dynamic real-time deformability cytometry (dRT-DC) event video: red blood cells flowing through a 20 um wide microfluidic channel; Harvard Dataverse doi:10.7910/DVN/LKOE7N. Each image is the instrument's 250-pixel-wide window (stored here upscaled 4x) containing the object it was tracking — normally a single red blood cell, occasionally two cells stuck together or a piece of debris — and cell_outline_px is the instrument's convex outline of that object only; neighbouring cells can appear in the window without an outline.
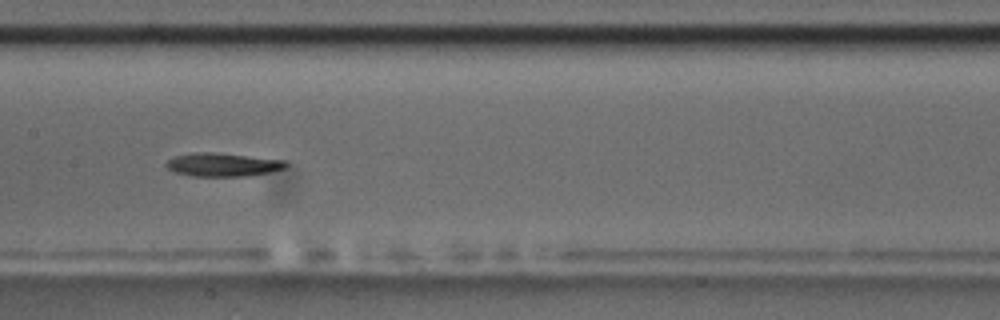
{"species": "common noctule bat (a hibernating species)", "species_latin": "Nyctalus noctula", "temperature_condition": "room temperature", "stored_images_in_passage": 8, "camera_frame_rate_fps": 3000, "um_per_image_px": 0.085, "animal": {"sex": "male", "body_mass_g": 17.5, "forearm_length_mm": 52.3}, "frame": {"image": 1, "passage_image": 7, "time_ms": 7.667, "image_size_px": [1000, 320], "cell_outline_px": [[288, 164], [284, 168], [268, 172], [248, 176], [192, 176], [176, 172], [168, 168], [164, 164], [168, 160], [176, 156], [196, 152], [208, 152], [284, 160]], "centroid_in_image_um": [18.91, 14.0], "position_along_channel_um": 188.5, "area_um2": 15.95}}
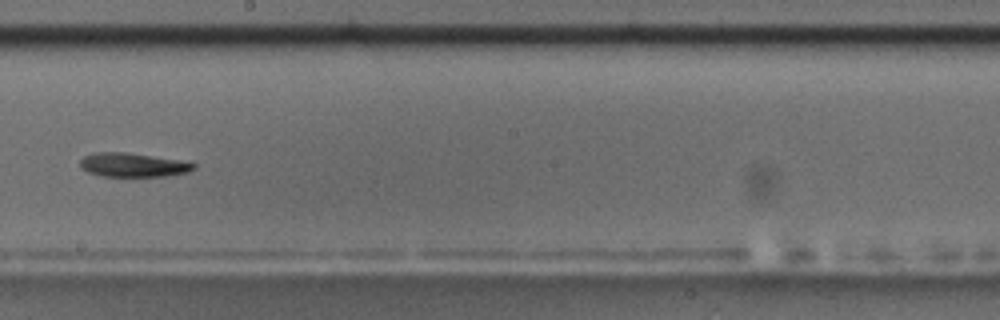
{"frame": {"image": 2, "passage_image": 8, "time_ms": 9.0, "image_size_px": [1000, 320], "cell_outline_px": [[196, 168], [188, 172], [168, 176], [100, 176], [88, 172], [80, 168], [80, 160], [84, 156], [96, 152], [124, 152], [176, 160], [196, 164]], "centroid_in_image_um": [11.26, 14.03], "position_along_channel_um": 236.9, "area_um2": 15.66}}